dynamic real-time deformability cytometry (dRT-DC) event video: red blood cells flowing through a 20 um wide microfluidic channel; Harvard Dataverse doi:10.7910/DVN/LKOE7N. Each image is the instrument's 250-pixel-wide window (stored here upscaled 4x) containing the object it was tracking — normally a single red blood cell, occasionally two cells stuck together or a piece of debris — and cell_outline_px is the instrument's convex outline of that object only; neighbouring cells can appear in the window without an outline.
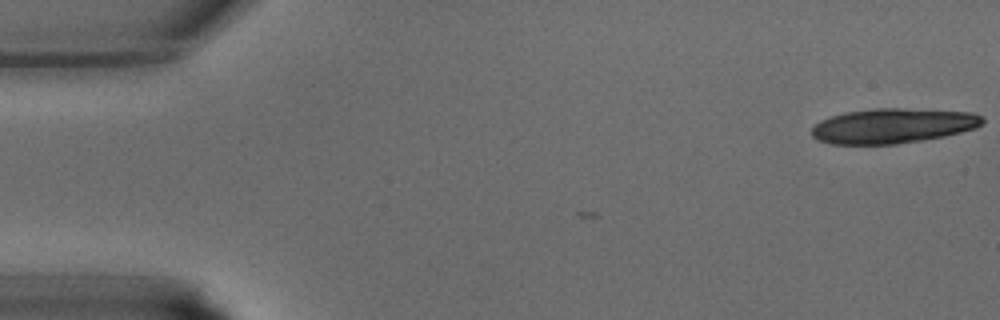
{"species": "common noctule bat (a hibernating species)", "species_latin": "Nyctalus noctula", "temperature_condition": "warm", "stored_images_in_passage": 3, "camera_frame_rate_fps": 3000, "um_per_image_px": 0.085, "animal": {"sex": "male", "body_mass_g": 15.6}, "frame": {"image": 1, "passage_image": 1, "time_ms": 0.0, "image_size_px": [1000, 320], "cell_outline_px": [[984, 124], [976, 128], [944, 136], [924, 140], [896, 144], [832, 144], [820, 140], [812, 136], [812, 128], [820, 120], [844, 112], [872, 108], [904, 108], [972, 112], [984, 116]], "centroid_in_image_um": [75.93, 10.68], "position_along_channel_um": 9.1, "area_um2": 34.91}}